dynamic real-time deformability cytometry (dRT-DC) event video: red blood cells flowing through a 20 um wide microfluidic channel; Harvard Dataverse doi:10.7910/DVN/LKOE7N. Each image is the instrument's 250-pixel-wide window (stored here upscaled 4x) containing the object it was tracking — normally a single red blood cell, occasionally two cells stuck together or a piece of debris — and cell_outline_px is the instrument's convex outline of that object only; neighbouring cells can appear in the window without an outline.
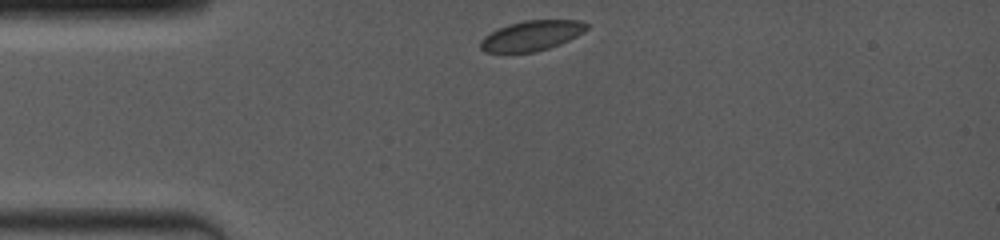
{"species": "common noctule bat (a hibernating species)", "species_latin": "Nyctalus noctula", "temperature_condition": "room temperature", "stored_images_in_passage": 2, "camera_frame_rate_fps": 4000, "um_per_image_px": 0.085, "animal": {"sex": "female", "body_mass_g": 19.0, "forearm_length_mm": 53.3}, "frame": {"image": 1, "passage_image": 1, "time_ms": 0.0, "image_size_px": [1000, 240], "cell_outline_px": [[588, 28], [584, 32], [560, 44], [536, 52], [484, 52], [480, 48], [480, 40], [484, 36], [508, 24], [524, 20], [580, 20], [588, 24]], "centroid_in_image_um": [45.19, 3.03], "position_along_channel_um": 39.8, "area_um2": 18.55}}